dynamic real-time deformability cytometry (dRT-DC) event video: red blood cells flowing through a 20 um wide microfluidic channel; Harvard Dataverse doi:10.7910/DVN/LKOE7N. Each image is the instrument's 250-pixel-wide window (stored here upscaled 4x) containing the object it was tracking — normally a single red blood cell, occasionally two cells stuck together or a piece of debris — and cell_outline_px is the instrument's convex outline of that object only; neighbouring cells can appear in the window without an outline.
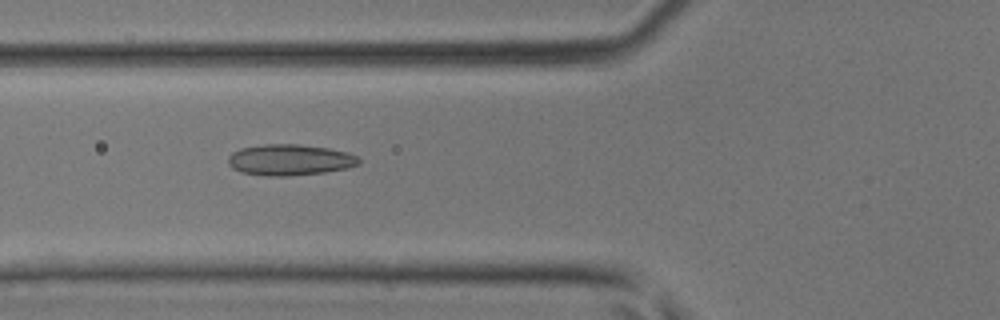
{"species": "common noctule bat (a hibernating species)", "species_latin": "Nyctalus noctula", "temperature_condition": "room temperature", "stored_images_in_passage": 44, "camera_frame_rate_fps": 3000, "um_per_image_px": 0.085, "animal": {"sex": "male", "body_mass_g": 17.9, "forearm_length_mm": 54.2}, "frame": {"image": 1, "passage_image": 17, "time_ms": 5.333, "image_size_px": [1000, 320], "cell_outline_px": [[360, 164], [348, 168], [324, 172], [288, 176], [264, 176], [240, 172], [232, 168], [228, 164], [228, 156], [232, 152], [240, 148], [264, 144], [300, 144], [328, 148], [348, 152], [356, 156], [360, 160]], "centroid_in_image_um": [24.61, 13.59], "position_along_channel_um": 101.2, "area_um2": 23.87}}
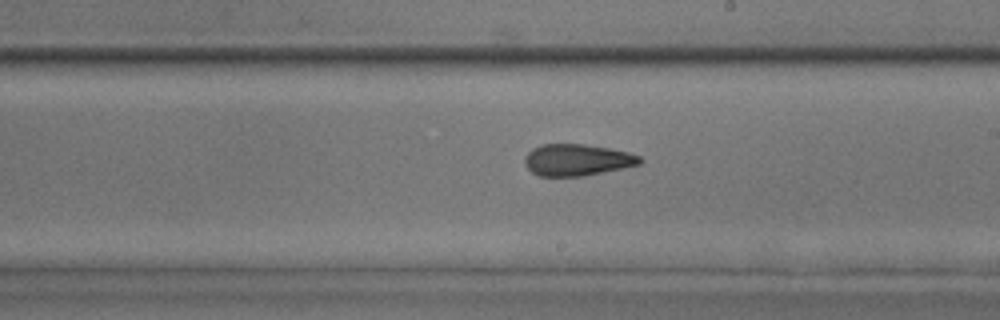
{"frame": {"image": 2, "passage_image": 26, "time_ms": 8.333, "image_size_px": [1000, 320], "cell_outline_px": [[644, 160], [640, 164], [584, 176], [540, 176], [532, 172], [524, 164], [524, 156], [532, 148], [540, 144], [584, 144], [608, 148], [628, 152], [640, 156]], "centroid_in_image_um": [49.03, 13.59], "position_along_channel_um": 240.0, "area_um2": 21.27}}
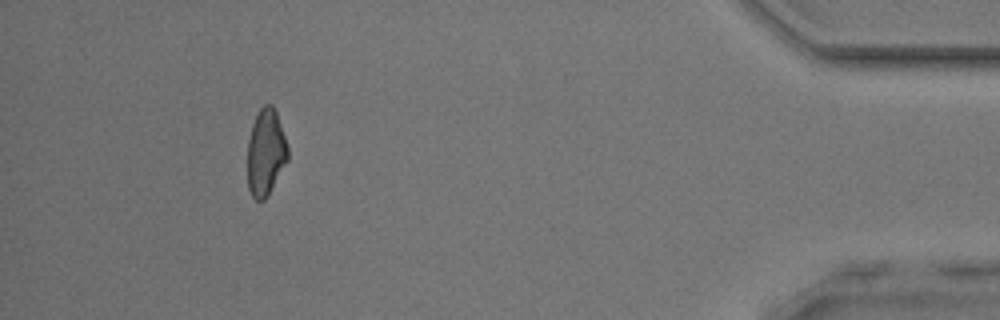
{"frame": {"image": 3, "passage_image": 41, "time_ms": 13.333, "image_size_px": [1000, 320], "cell_outline_px": [[288, 160], [264, 200], [256, 200], [252, 196], [248, 188], [248, 140], [252, 124], [260, 108], [264, 104], [272, 104], [276, 112], [288, 148]], "centroid_in_image_um": [22.58, 12.94], "position_along_channel_um": 412.6, "area_um2": 20.06}}